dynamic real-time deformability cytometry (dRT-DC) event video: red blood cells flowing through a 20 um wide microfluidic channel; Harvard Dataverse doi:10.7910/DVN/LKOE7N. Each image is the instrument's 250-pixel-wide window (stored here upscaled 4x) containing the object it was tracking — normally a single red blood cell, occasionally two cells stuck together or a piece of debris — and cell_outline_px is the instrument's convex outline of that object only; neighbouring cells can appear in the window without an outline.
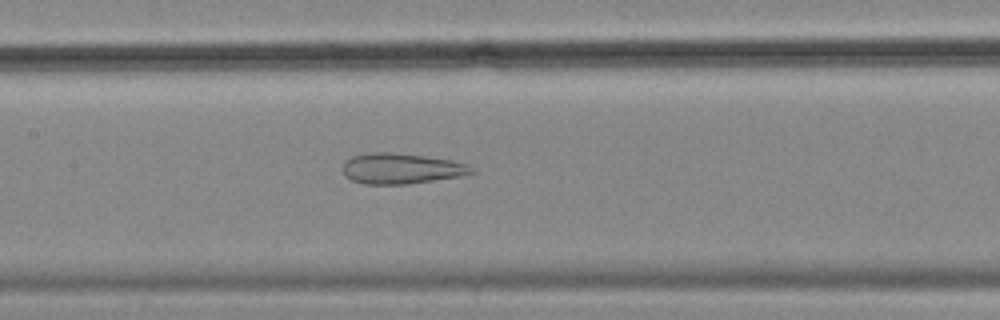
{"species": "common noctule bat (a hibernating species)", "species_latin": "Nyctalus noctula", "temperature_condition": "cold", "stored_images_in_passage": 28, "camera_frame_rate_fps": 3000, "um_per_image_px": 0.085, "animal": {"sex": "female", "body_mass_g": 18.4}, "frame": {"image": 1, "passage_image": 9, "time_ms": 2.667, "image_size_px": [1000, 320], "cell_outline_px": [[476, 172], [460, 176], [408, 184], [364, 184], [352, 180], [344, 176], [340, 168], [344, 160], [352, 156], [372, 152], [388, 152], [424, 156], [452, 160], [468, 164]], "centroid_in_image_um": [34.05, 14.32], "position_along_channel_um": 173.4, "area_um2": 23.12}}
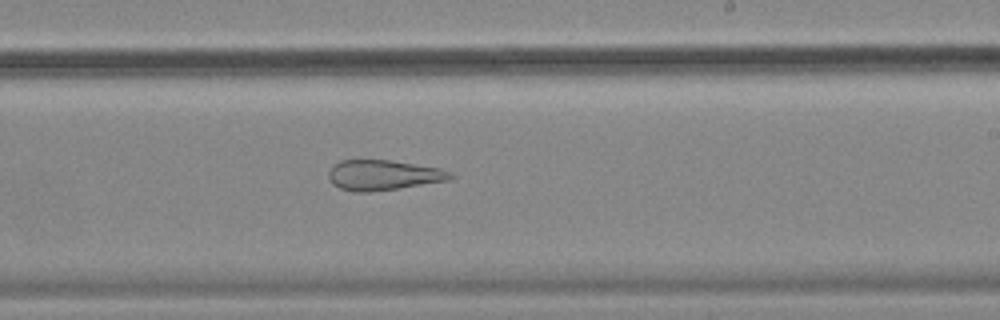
{"frame": {"image": 2, "passage_image": 16, "time_ms": 5.0, "image_size_px": [1000, 320], "cell_outline_px": [[456, 176], [448, 180], [396, 188], [368, 192], [352, 192], [340, 188], [332, 184], [328, 176], [328, 172], [340, 160], [388, 160], [440, 168], [452, 172]], "centroid_in_image_um": [32.57, 14.88], "position_along_channel_um": 256.4, "area_um2": 21.21}}
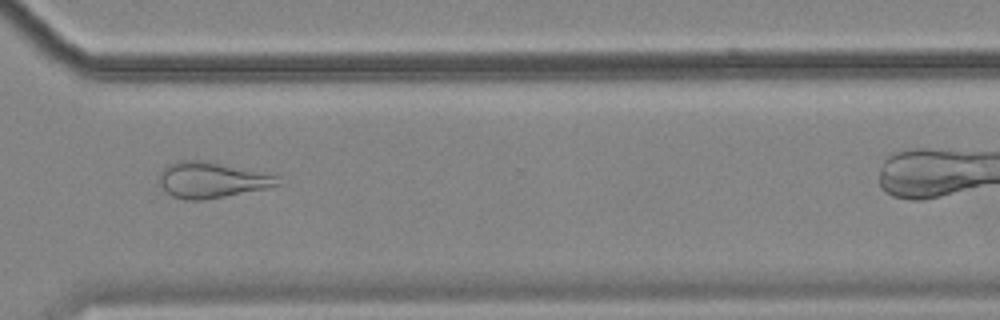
{"frame": {"image": 3, "passage_image": 24, "time_ms": 7.667, "image_size_px": [1000, 320], "cell_outline_px": [[284, 184], [204, 200], [184, 200], [172, 196], [156, 184], [160, 172], [168, 164], [180, 160], [208, 160], [280, 176]], "centroid_in_image_um": [17.97, 15.28], "position_along_channel_um": 352.6, "area_um2": 25.14}}